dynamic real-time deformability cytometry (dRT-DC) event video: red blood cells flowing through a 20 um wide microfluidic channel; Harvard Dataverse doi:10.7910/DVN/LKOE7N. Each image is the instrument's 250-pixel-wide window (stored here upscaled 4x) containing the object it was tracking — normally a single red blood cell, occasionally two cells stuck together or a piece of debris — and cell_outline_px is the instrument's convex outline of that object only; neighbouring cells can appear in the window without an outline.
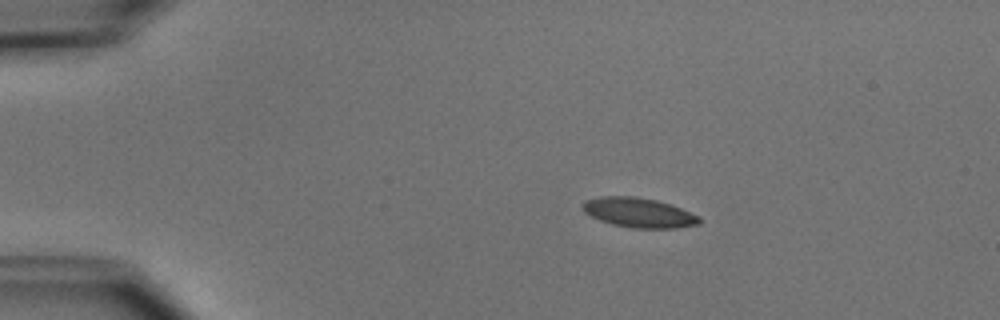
{"species": "common noctule bat (a hibernating species)", "species_latin": "Nyctalus noctula", "temperature_condition": "cold", "stored_images_in_passage": 7, "camera_frame_rate_fps": 3000, "um_per_image_px": 0.085, "animal": {"sex": "male", "body_mass_g": 15.6}, "frame": {"image": 1, "passage_image": 4, "time_ms": 3.333, "image_size_px": [1000, 320], "cell_outline_px": [[700, 224], [676, 228], [632, 228], [612, 224], [600, 220], [584, 212], [580, 204], [584, 200], [600, 196], [636, 196], [656, 200], [680, 208], [700, 216]], "centroid_in_image_um": [54.26, 18.07], "position_along_channel_um": 30.7, "area_um2": 20.23}}